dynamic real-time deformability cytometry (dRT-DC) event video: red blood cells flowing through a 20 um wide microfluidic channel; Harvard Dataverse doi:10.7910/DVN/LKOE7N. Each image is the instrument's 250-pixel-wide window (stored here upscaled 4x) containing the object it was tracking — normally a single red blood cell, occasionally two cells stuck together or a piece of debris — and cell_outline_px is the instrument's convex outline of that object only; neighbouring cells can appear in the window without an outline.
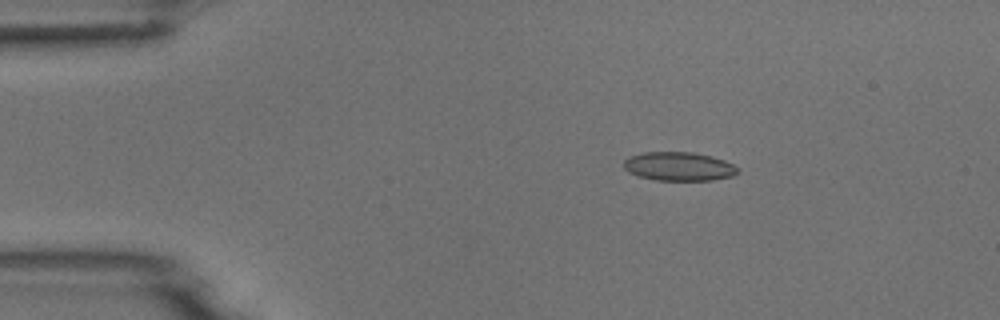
{"species": "common noctule bat (a hibernating species)", "species_latin": "Nyctalus noctula", "temperature_condition": "room temperature", "stored_images_in_passage": 4, "camera_frame_rate_fps": 3000, "um_per_image_px": 0.085, "animal": {"sex": "male", "body_mass_g": 18.8}, "frame": {"image": 1, "passage_image": 2, "time_ms": 0.333, "image_size_px": [1000, 320], "cell_outline_px": [[740, 172], [732, 176], [712, 180], [656, 180], [640, 176], [628, 172], [624, 168], [624, 160], [628, 156], [644, 152], [692, 152], [712, 156], [724, 160], [740, 168]], "centroid_in_image_um": [57.72, 14.14], "position_along_channel_um": 27.3, "area_um2": 19.19}}
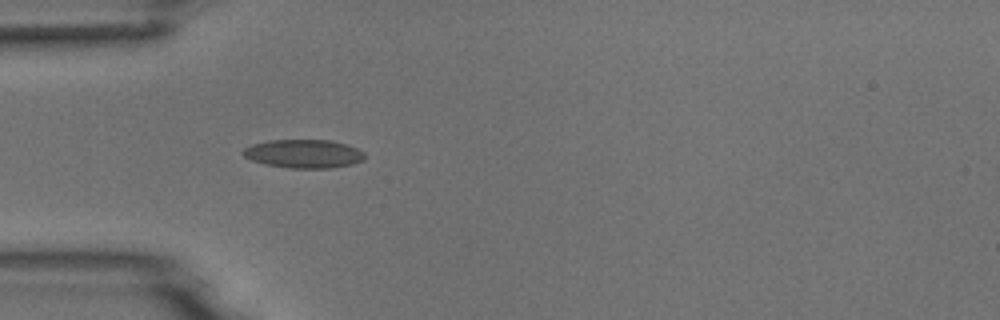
{"frame": {"image": 2, "passage_image": 4, "time_ms": 1.0, "image_size_px": [1000, 320], "cell_outline_px": [[364, 160], [352, 164], [332, 168], [288, 168], [264, 164], [252, 160], [244, 156], [240, 152], [244, 148], [252, 144], [268, 140], [332, 140], [348, 144], [364, 152]], "centroid_in_image_um": [25.81, 13.06], "position_along_channel_um": 59.2, "area_um2": 20.4}}